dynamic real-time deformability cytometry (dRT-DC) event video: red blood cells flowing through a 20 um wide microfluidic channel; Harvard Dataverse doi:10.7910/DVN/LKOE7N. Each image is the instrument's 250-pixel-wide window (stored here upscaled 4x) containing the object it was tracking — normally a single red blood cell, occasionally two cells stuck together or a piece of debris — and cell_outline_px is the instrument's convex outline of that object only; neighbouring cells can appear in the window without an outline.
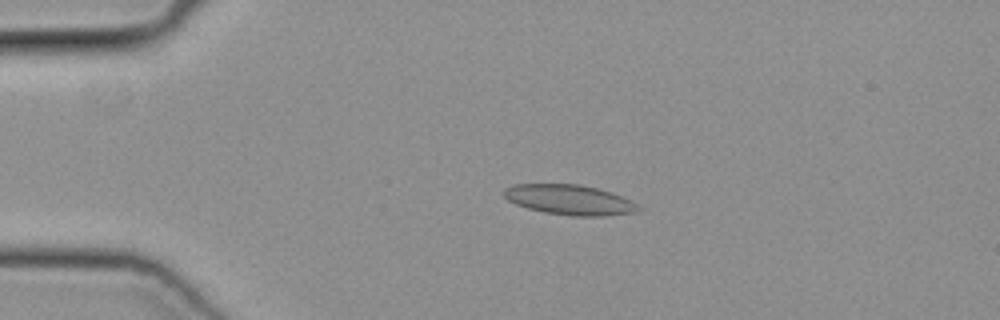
{"species": "common noctule bat (a hibernating species)", "species_latin": "Nyctalus noctula", "temperature_condition": "cold", "stored_images_in_passage": 49, "camera_frame_rate_fps": 3000, "um_per_image_px": 0.085, "animal": {"sex": "female", "body_mass_g": 19.3, "forearm_length_mm": 54.1}, "frame": {"image": 1, "passage_image": 11, "time_ms": 3.333, "image_size_px": [1000, 320], "cell_outline_px": [[644, 208], [640, 212], [604, 216], [572, 216], [544, 212], [528, 208], [516, 204], [508, 200], [504, 196], [504, 188], [512, 184], [580, 184], [612, 192], [632, 200]], "centroid_in_image_um": [48.48, 16.99], "position_along_channel_um": 36.5, "area_um2": 23.87}}
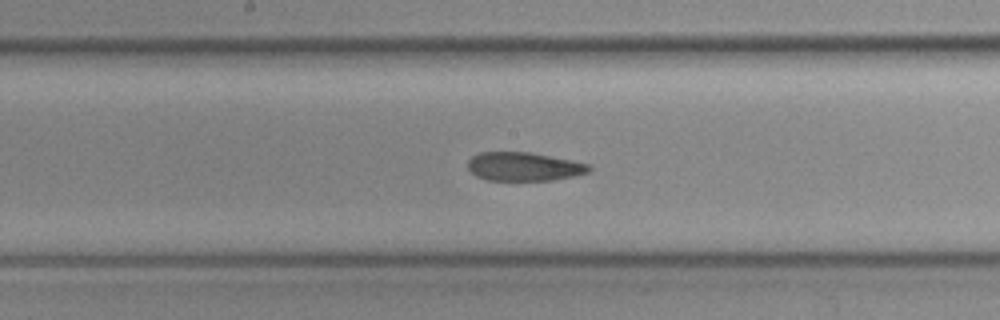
{"frame": {"image": 2, "passage_image": 26, "time_ms": 8.333, "image_size_px": [1000, 320], "cell_outline_px": [[592, 172], [552, 180], [488, 180], [476, 176], [468, 168], [468, 160], [472, 156], [480, 152], [532, 152], [592, 164]], "centroid_in_image_um": [44.58, 14.15], "position_along_channel_um": 203.6, "area_um2": 20.4}}
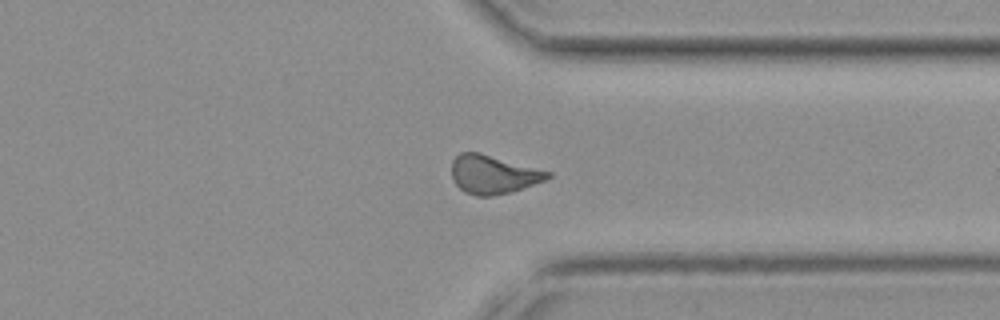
{"frame": {"image": 3, "passage_image": 38, "time_ms": 12.333, "image_size_px": [1000, 320], "cell_outline_px": [[552, 176], [544, 180], [512, 192], [492, 196], [476, 196], [464, 192], [456, 184], [452, 176], [452, 160], [460, 152], [480, 152], [552, 172]], "centroid_in_image_um": [41.91, 14.82], "position_along_channel_um": 369.5, "area_um2": 21.62}}